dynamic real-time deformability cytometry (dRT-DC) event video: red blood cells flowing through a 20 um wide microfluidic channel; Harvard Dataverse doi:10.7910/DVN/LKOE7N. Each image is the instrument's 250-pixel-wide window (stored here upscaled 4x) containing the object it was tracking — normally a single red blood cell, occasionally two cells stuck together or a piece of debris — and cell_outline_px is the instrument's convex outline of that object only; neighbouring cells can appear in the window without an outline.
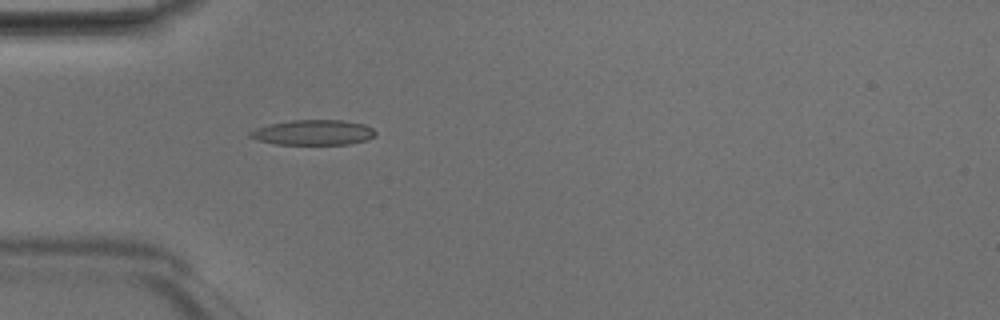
{"species": "Egyptian fruit bat (a non-hibernating species)", "species_latin": "Rousettus aegyptiacus", "temperature_condition": "room temperature", "stored_images_in_passage": 38, "camera_frame_rate_fps": 3000, "um_per_image_px": 0.085, "animal": {"sex": "male"}, "frame": {"image": 1, "passage_image": 4, "time_ms": 1.0, "image_size_px": [1000, 320], "cell_outline_px": [[376, 136], [368, 140], [348, 144], [276, 144], [260, 140], [248, 136], [248, 132], [256, 128], [272, 124], [292, 120], [344, 120], [364, 124], [372, 128], [376, 132]], "centroid_in_image_um": [26.68, 11.26], "position_along_channel_um": 58.3, "area_um2": 18.32}}
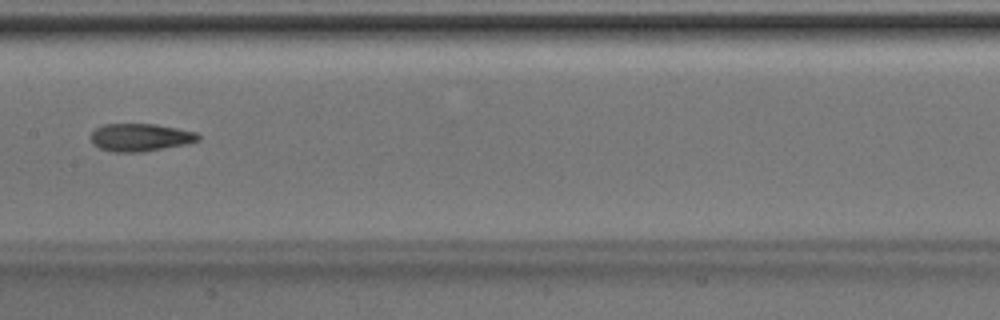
{"frame": {"image": 2, "passage_image": 14, "time_ms": 4.333, "image_size_px": [1000, 320], "cell_outline_px": [[200, 140], [188, 144], [144, 152], [112, 152], [100, 148], [92, 144], [88, 136], [96, 128], [104, 124], [156, 124], [196, 132], [200, 136]], "centroid_in_image_um": [11.91, 11.69], "position_along_channel_um": 195.5, "area_um2": 17.63}}
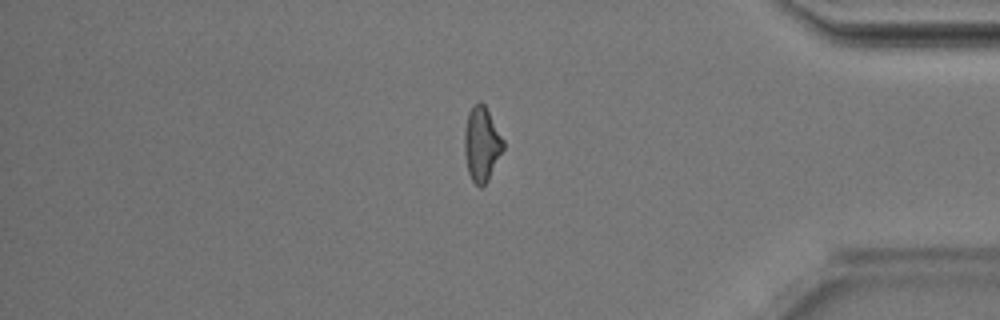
{"frame": {"image": 3, "passage_image": 30, "time_ms": 9.667, "image_size_px": [1000, 320], "cell_outline_px": [[504, 148], [488, 180], [480, 188], [472, 180], [468, 172], [464, 152], [464, 132], [468, 112], [472, 104], [480, 100], [484, 104], [504, 140]], "centroid_in_image_um": [40.93, 12.22], "position_along_channel_um": 394.3, "area_um2": 16.88}, "authors_computed_cell_mechanics": {"area_um2": 16.8776, "velocity_mm_per_s": 4.2214, "shape_relaxation_time_tau1_ms": null, "shape_relaxation_time_tau2_ms": 3.8965, "deformation_change_tau1": null, "deformation_change_tau2": 0.137}}